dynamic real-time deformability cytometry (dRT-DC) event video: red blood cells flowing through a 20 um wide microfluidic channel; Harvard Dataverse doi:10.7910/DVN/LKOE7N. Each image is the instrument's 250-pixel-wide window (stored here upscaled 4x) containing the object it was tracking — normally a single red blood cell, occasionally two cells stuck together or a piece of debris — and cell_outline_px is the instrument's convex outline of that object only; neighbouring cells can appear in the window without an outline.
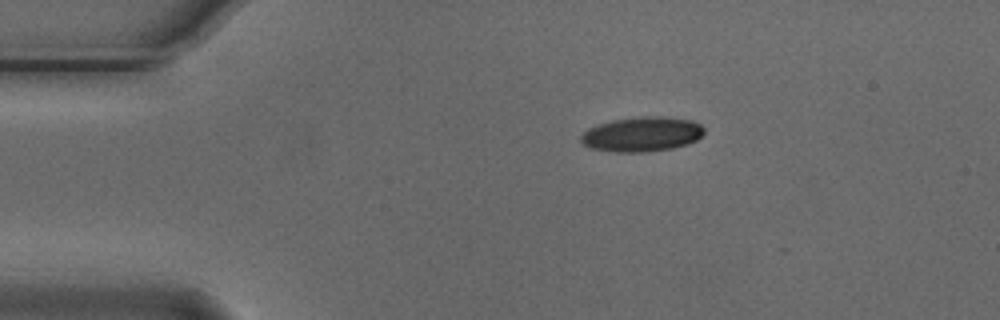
{"species": "Egyptian fruit bat (a non-hibernating species)", "species_latin": "Rousettus aegyptiacus", "temperature_condition": "cold", "stored_images_in_passage": 2, "camera_frame_rate_fps": 3000, "um_per_image_px": 0.085, "animal": {"sex": "male"}, "frame": {"image": 1, "passage_image": 2, "time_ms": 0.333, "image_size_px": [1000, 320], "cell_outline_px": [[704, 132], [696, 140], [688, 144], [672, 148], [644, 152], [616, 152], [592, 148], [584, 144], [580, 140], [580, 136], [588, 128], [596, 124], [612, 120], [640, 116], [664, 116], [692, 120], [700, 124], [704, 128]], "centroid_in_image_um": [54.56, 11.39], "position_along_channel_um": 30.4, "area_um2": 25.03}}